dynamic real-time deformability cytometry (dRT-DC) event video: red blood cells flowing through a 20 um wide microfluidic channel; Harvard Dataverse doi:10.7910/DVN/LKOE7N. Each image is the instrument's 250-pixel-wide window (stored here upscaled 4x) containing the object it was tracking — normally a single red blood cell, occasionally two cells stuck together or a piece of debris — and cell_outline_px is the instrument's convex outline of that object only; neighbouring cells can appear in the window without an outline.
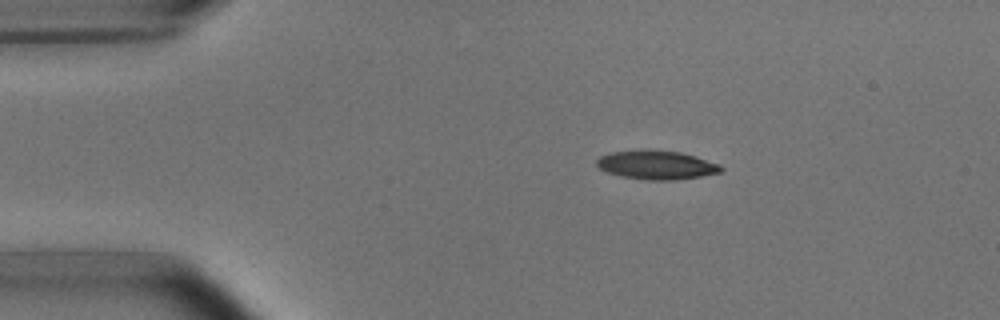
{"species": "common noctule bat (a hibernating species)", "species_latin": "Nyctalus noctula", "temperature_condition": "room temperature", "stored_images_in_passage": 4, "camera_frame_rate_fps": 3000, "um_per_image_px": 0.085, "animal": {"sex": "male", "body_mass_g": 15.6}, "frame": {"image": 1, "passage_image": 1, "time_ms": 0.0, "image_size_px": [1000, 320], "cell_outline_px": [[724, 168], [720, 172], [700, 176], [676, 180], [648, 180], [620, 176], [608, 172], [600, 168], [596, 164], [596, 160], [600, 156], [608, 152], [680, 152], [696, 156], [720, 164]], "centroid_in_image_um": [55.83, 14.06], "position_along_channel_um": 29.2, "area_um2": 20.17}}
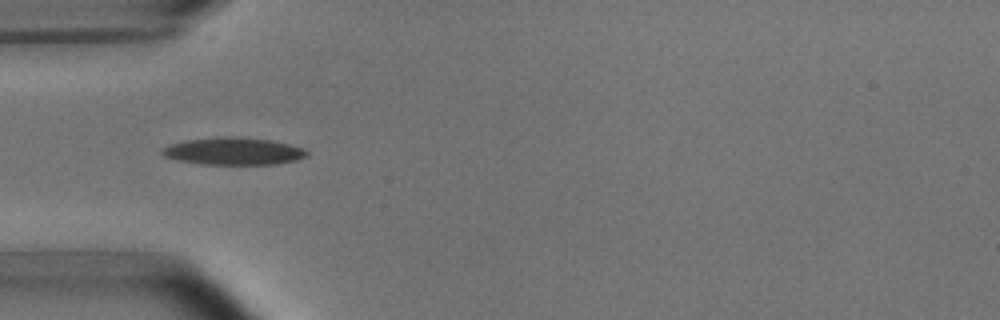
{"frame": {"image": 2, "passage_image": 3, "time_ms": 2.333, "image_size_px": [1000, 320], "cell_outline_px": [[308, 156], [296, 160], [276, 164], [200, 164], [180, 160], [164, 156], [160, 152], [164, 148], [172, 144], [188, 140], [216, 136], [232, 136], [272, 140], [304, 148], [308, 152]], "centroid_in_image_um": [19.88, 12.84], "position_along_channel_um": 65.1, "area_um2": 22.95}}